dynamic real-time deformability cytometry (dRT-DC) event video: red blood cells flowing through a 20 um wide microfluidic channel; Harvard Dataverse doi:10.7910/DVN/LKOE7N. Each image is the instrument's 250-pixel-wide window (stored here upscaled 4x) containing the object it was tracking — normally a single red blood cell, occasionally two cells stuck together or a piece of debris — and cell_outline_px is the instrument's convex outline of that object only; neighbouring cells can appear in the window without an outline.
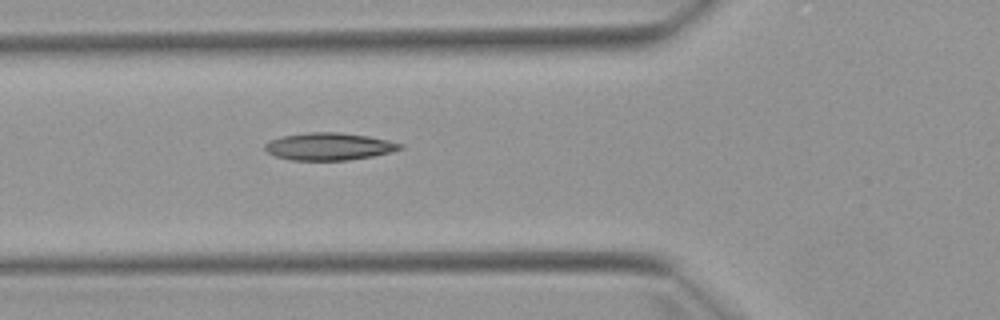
{"species": "Egyptian fruit bat (a non-hibernating species)", "species_latin": "Rousettus aegyptiacus", "temperature_condition": "warm", "stored_images_in_passage": 6, "camera_frame_rate_fps": 3000, "um_per_image_px": 0.085, "animal": {"sex": "female"}, "frame": {"image": 1, "passage_image": 5, "time_ms": 4.667, "image_size_px": [1000, 320], "cell_outline_px": [[404, 148], [392, 152], [372, 156], [348, 160], [292, 160], [276, 156], [268, 152], [264, 148], [264, 144], [268, 140], [284, 136], [308, 132], [340, 132], [368, 136], [388, 140], [404, 144]], "centroid_in_image_um": [27.99, 12.44], "position_along_channel_um": 97.8, "area_um2": 21.62}}